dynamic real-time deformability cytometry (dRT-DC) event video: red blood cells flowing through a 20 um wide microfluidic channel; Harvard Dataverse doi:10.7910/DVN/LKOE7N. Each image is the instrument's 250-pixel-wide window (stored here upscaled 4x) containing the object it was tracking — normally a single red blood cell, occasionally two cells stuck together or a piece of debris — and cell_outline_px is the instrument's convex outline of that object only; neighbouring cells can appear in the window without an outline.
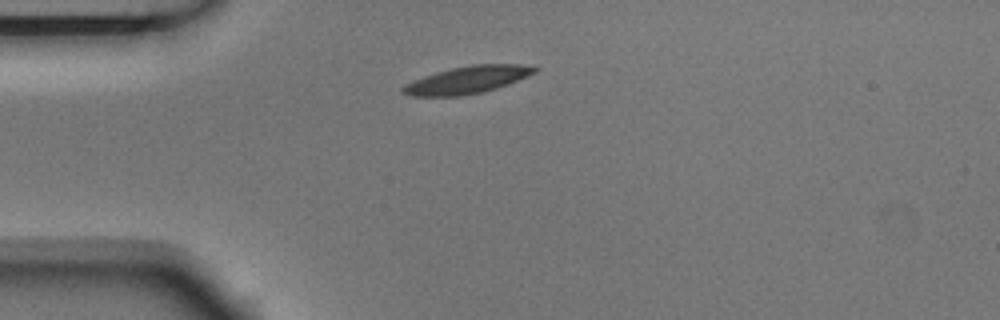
{"species": "Egyptian fruit bat (a non-hibernating species)", "species_latin": "Rousettus aegyptiacus", "temperature_condition": "room temperature", "stored_images_in_passage": 3, "camera_frame_rate_fps": 3000, "um_per_image_px": 0.085, "animal": {"sex": "male"}, "frame": {"image": 1, "passage_image": 1, "time_ms": 0.0, "image_size_px": [1000, 320], "cell_outline_px": [[540, 68], [536, 72], [496, 88], [480, 92], [460, 96], [412, 96], [404, 92], [400, 88], [404, 84], [424, 76], [436, 72], [452, 68], [472, 64], [520, 64]], "centroid_in_image_um": [39.7, 6.78], "position_along_channel_um": 45.3, "area_um2": 20.63}}
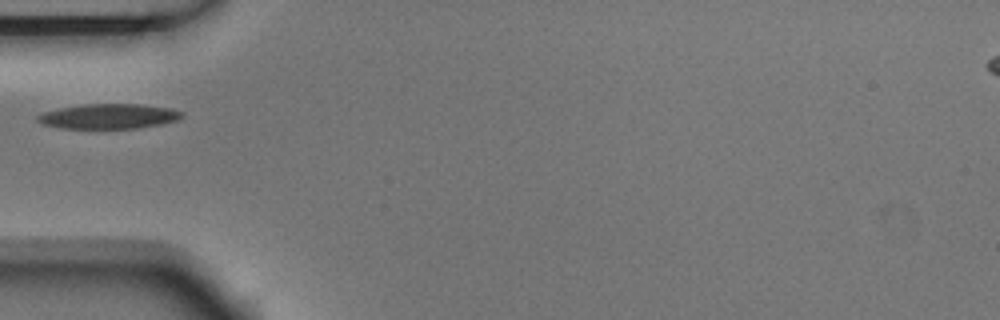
{"frame": {"image": 2, "passage_image": 2, "time_ms": 0.333, "image_size_px": [1000, 320], "cell_outline_px": [[184, 116], [176, 120], [160, 124], [136, 128], [64, 128], [40, 124], [36, 120], [36, 116], [44, 112], [60, 108], [84, 104], [140, 104], [172, 108], [184, 112]], "centroid_in_image_um": [9.25, 9.88], "position_along_channel_um": 75.8, "area_um2": 20.92}}
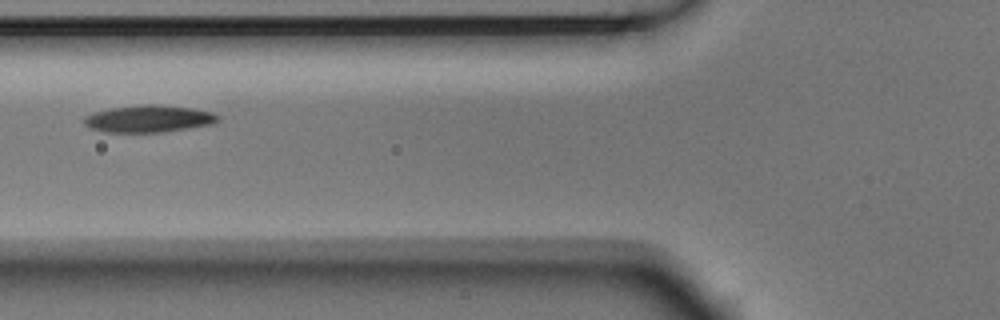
{"frame": {"image": 3, "passage_image": 3, "time_ms": 0.667, "image_size_px": [1000, 320], "cell_outline_px": [[220, 120], [212, 124], [160, 132], [104, 132], [88, 128], [84, 124], [84, 116], [92, 112], [108, 108], [144, 104], [156, 104], [192, 108], [212, 112], [220, 116]], "centroid_in_image_um": [12.59, 10.08], "position_along_channel_um": 113.2, "area_um2": 21.27}}